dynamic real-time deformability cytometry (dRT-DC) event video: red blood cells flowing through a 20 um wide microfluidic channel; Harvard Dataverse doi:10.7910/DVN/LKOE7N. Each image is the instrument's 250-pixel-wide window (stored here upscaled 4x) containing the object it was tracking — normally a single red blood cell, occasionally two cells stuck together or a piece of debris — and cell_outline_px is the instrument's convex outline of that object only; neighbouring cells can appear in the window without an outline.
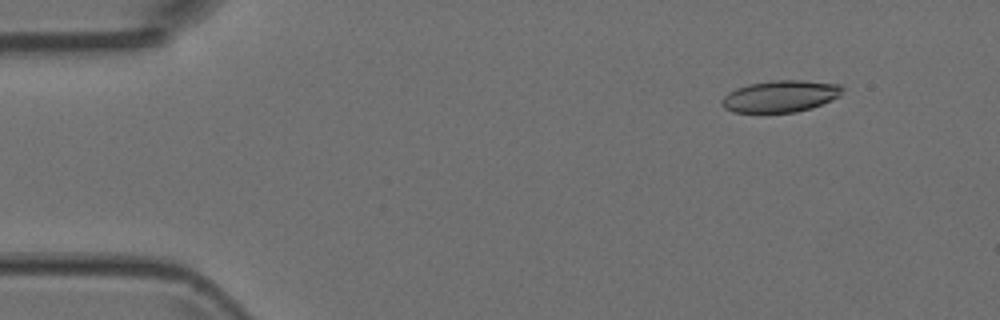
{"species": "Egyptian fruit bat (a non-hibernating species)", "species_latin": "Rousettus aegyptiacus", "temperature_condition": "room temperature", "stored_images_in_passage": 6, "camera_frame_rate_fps": 3000, "um_per_image_px": 0.085, "animal": {"sex": "female"}, "frame": {"image": 1, "passage_image": 2, "time_ms": 0.333, "image_size_px": [1000, 320], "cell_outline_px": [[844, 88], [840, 96], [812, 108], [796, 112], [732, 112], [724, 108], [720, 104], [720, 100], [728, 92], [736, 88], [748, 84], [772, 80], [804, 80], [840, 84]], "centroid_in_image_um": [66.32, 8.17], "position_along_channel_um": 18.7, "area_um2": 22.48}}
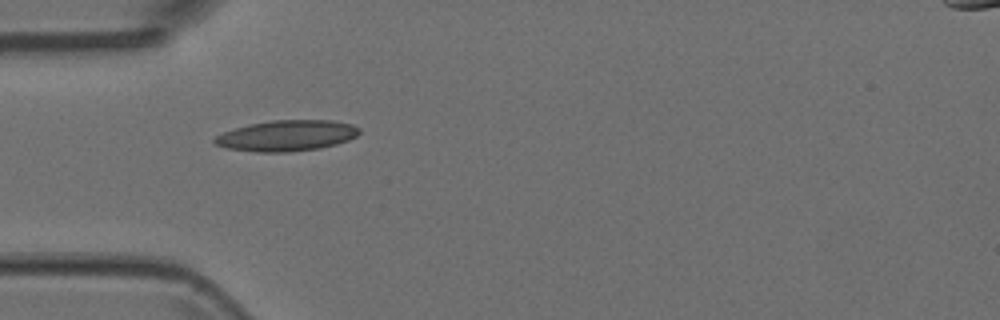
{"frame": {"image": 2, "passage_image": 5, "time_ms": 1.333, "image_size_px": [1000, 320], "cell_outline_px": [[360, 132], [356, 136], [348, 140], [336, 144], [320, 148], [288, 152], [256, 152], [228, 148], [216, 144], [212, 140], [216, 136], [224, 132], [248, 124], [272, 120], [332, 120], [352, 124], [360, 128]], "centroid_in_image_um": [24.39, 11.52], "position_along_channel_um": 60.6, "area_um2": 25.95}}
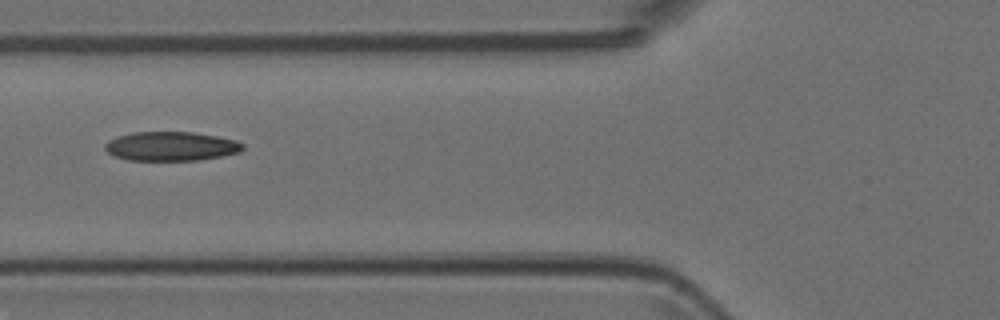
{"frame": {"image": 3, "passage_image": 6, "time_ms": 1.667, "image_size_px": [1000, 320], "cell_outline_px": [[244, 148], [240, 152], [220, 156], [196, 160], [128, 160], [116, 156], [108, 152], [104, 148], [104, 144], [108, 140], [116, 136], [132, 132], [192, 132], [216, 136], [236, 140], [244, 144]], "centroid_in_image_um": [14.52, 12.42], "position_along_channel_um": 111.3, "area_um2": 23.35}}